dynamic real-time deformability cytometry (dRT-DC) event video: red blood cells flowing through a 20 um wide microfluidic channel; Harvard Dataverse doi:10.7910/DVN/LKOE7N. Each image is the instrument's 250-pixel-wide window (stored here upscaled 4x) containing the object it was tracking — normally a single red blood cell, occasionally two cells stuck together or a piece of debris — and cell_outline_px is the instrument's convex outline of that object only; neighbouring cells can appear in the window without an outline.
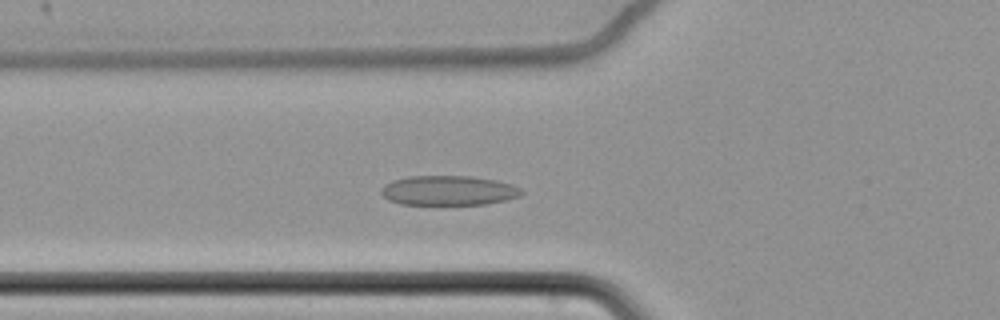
{"species": "common noctule bat (a hibernating species)", "species_latin": "Nyctalus noctula", "temperature_condition": "cold", "stored_images_in_passage": 60, "camera_frame_rate_fps": 3000, "um_per_image_px": 0.085, "animal": {"sex": "female", "body_mass_g": 22.7, "forearm_length_mm": 54.2}, "frame": {"image": 1, "passage_image": 22, "time_ms": 7.0, "image_size_px": [1000, 320], "cell_outline_px": [[524, 192], [520, 196], [504, 200], [484, 204], [436, 208], [400, 204], [388, 200], [380, 192], [380, 188], [384, 184], [392, 180], [408, 176], [472, 176], [496, 180], [512, 184], [520, 188]], "centroid_in_image_um": [38.06, 16.24], "position_along_channel_um": 87.7, "area_um2": 25.55}}
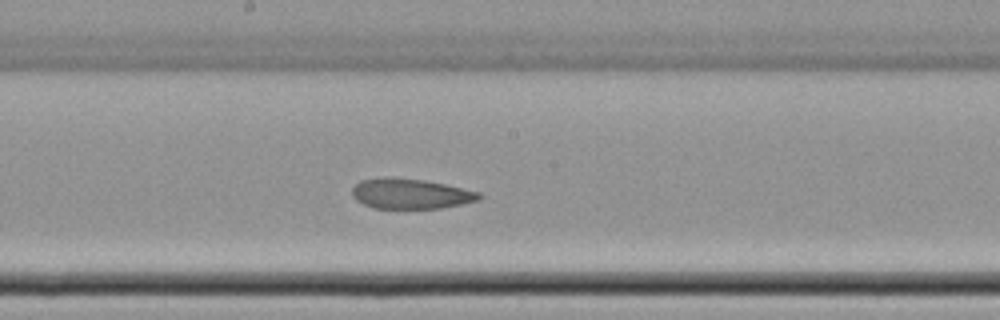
{"frame": {"image": 2, "passage_image": 33, "time_ms": 10.667, "image_size_px": [1000, 320], "cell_outline_px": [[484, 196], [476, 200], [460, 204], [440, 208], [372, 208], [356, 200], [352, 196], [352, 188], [360, 180], [384, 176], [388, 176], [424, 180], [444, 184], [480, 192]], "centroid_in_image_um": [34.85, 16.45], "position_along_channel_um": 213.4, "area_um2": 22.37}}
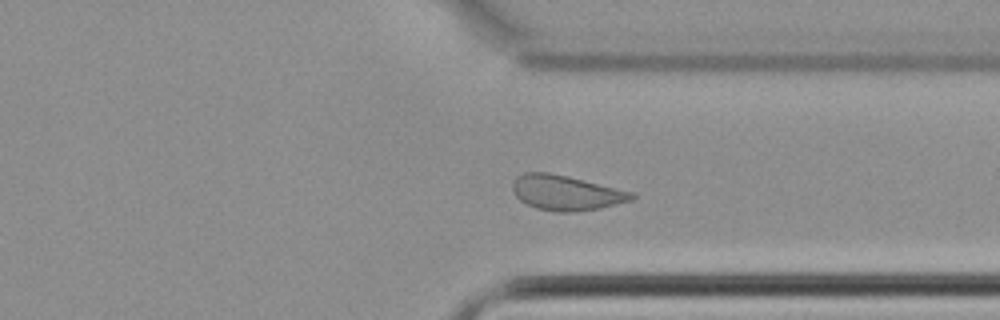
{"frame": {"image": 3, "passage_image": 46, "time_ms": 15.0, "image_size_px": [1000, 320], "cell_outline_px": [[636, 196], [632, 200], [600, 208], [576, 212], [556, 212], [536, 208], [520, 200], [516, 196], [512, 188], [512, 184], [516, 176], [524, 172], [548, 172], [568, 176], [632, 192]], "centroid_in_image_um": [48.09, 16.38], "position_along_channel_um": 363.3, "area_um2": 24.22}, "authors_computed_cell_mechanics": {"area_um2": 25.2586, "velocity_mm_per_s": 3.4366, "shape_relaxation_time_tau1_ms": null, "shape_relaxation_time_tau2_ms": 4.248, "deformation_change_tau1": null, "deformation_change_tau2": 0.0968}}